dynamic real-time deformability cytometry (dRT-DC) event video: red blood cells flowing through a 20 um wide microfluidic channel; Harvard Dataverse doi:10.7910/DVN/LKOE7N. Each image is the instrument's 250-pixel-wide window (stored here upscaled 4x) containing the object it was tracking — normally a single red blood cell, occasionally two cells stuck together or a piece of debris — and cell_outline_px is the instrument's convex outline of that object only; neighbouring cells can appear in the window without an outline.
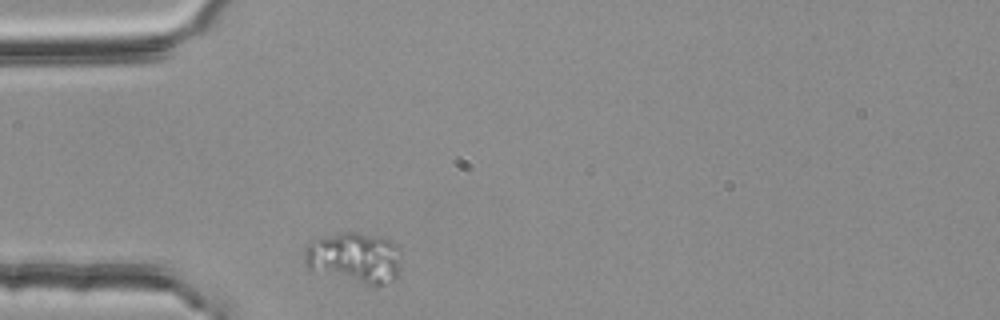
{"species": "common noctule bat (a hibernating species)", "species_latin": "Nyctalus noctula", "temperature_condition": "room temperature", "stored_images_in_passage": 1, "camera_frame_rate_fps": 3000, "um_per_image_px": 0.085, "animal": {"sex": "female", "body_mass_g": 25.1}, "frame": {"image": 1, "passage_image": 1, "time_ms": 0.0, "image_size_px": [1000, 320], "cell_outline_px": [[400, 276], [376, 288], [308, 268], [304, 264], [304, 248], [308, 240], [316, 236], [340, 232], [356, 232], [388, 240], [396, 244], [400, 248]], "centroid_in_image_um": [30.11, 21.9], "position_along_channel_um": 54.9, "area_um2": 29.3}}